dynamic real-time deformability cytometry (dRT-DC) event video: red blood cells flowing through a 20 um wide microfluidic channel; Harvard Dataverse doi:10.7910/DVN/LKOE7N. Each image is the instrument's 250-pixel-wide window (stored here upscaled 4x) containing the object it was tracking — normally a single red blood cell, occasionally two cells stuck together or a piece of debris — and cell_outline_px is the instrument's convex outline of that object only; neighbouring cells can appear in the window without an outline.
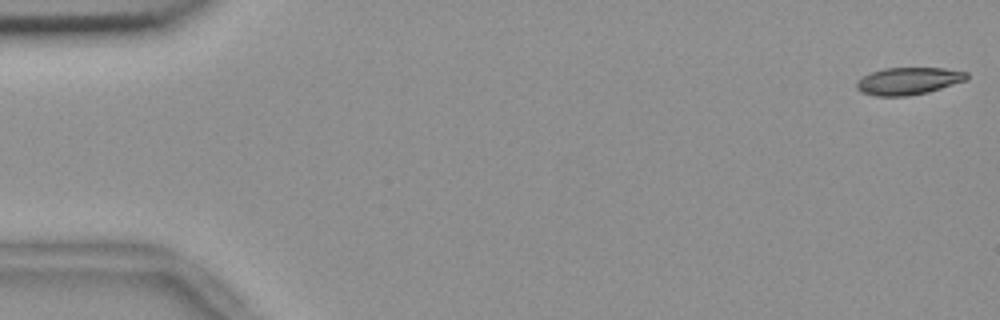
{"species": "common noctule bat (a hibernating species)", "species_latin": "Nyctalus noctula", "temperature_condition": "room temperature", "stored_images_in_passage": 55, "camera_frame_rate_fps": 3000, "um_per_image_px": 0.085, "animal": {"sex": "female", "body_mass_g": 18.4}, "frame": {"image": 1, "passage_image": 1, "time_ms": 0.0, "image_size_px": [1000, 320], "cell_outline_px": [[968, 80], [928, 92], [908, 96], [876, 96], [860, 92], [856, 88], [856, 80], [872, 72], [884, 68], [944, 68], [968, 72]], "centroid_in_image_um": [77.22, 6.89], "position_along_channel_um": 7.8, "area_um2": 17.63}}
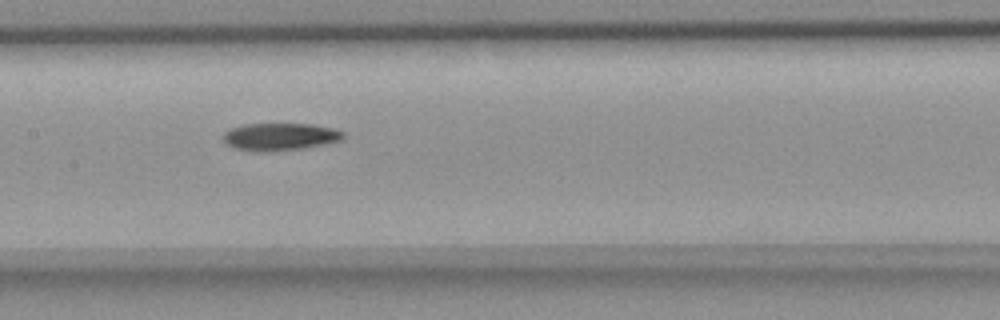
{"frame": {"image": 2, "passage_image": 27, "time_ms": 8.667, "image_size_px": [1000, 320], "cell_outline_px": [[344, 140], [304, 148], [264, 152], [236, 148], [228, 144], [224, 140], [224, 132], [232, 128], [244, 124], [312, 124], [332, 128], [344, 132]], "centroid_in_image_um": [23.85, 11.61], "position_along_channel_um": 183.6, "area_um2": 19.02}}
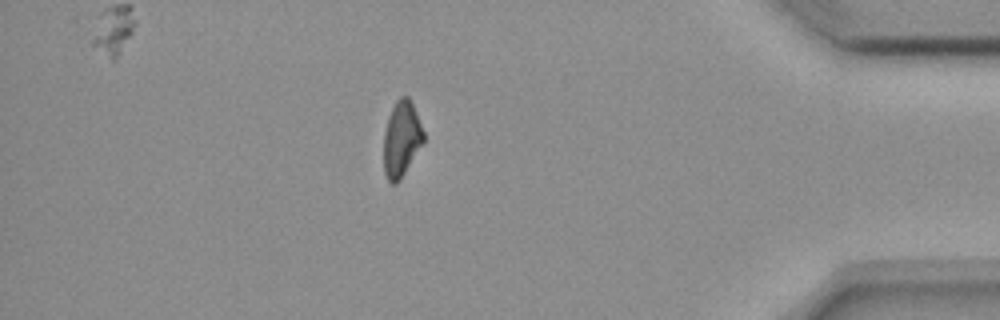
{"frame": {"image": 3, "passage_image": 48, "time_ms": 15.667, "image_size_px": [1000, 320], "cell_outline_px": [[424, 140], [400, 180], [396, 184], [392, 184], [388, 180], [384, 172], [384, 132], [388, 116], [396, 100], [400, 96], [408, 96], [412, 104], [424, 132]], "centroid_in_image_um": [34.11, 11.81], "position_along_channel_um": 401.1, "area_um2": 17.34}, "authors_computed_cell_mechanics": {"area_um2": 18.7272, "velocity_mm_per_s": 3.6763, "shape_relaxation_time_tau1_ms": 8.0293, "shape_relaxation_time_tau2_ms": null, "deformation_change_tau1": 0.1807, "deformation_change_tau2": null}}